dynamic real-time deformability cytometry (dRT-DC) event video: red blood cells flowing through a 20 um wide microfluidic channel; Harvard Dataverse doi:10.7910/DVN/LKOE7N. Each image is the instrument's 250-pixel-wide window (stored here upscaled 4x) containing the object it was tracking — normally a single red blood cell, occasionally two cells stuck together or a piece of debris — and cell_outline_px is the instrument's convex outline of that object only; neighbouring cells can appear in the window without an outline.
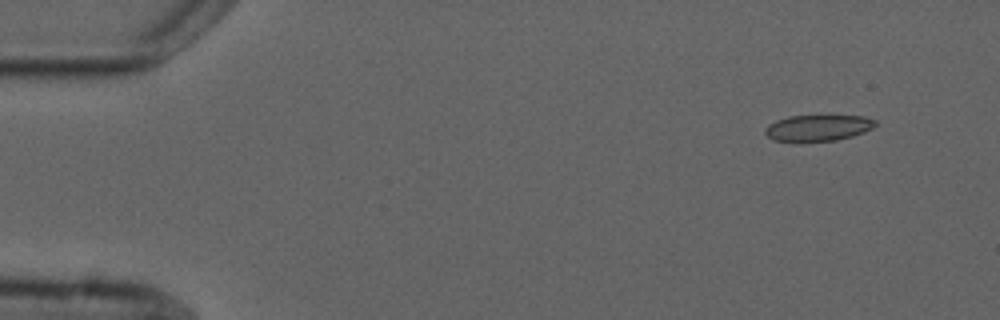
{"species": "common noctule bat (a hibernating species)", "species_latin": "Nyctalus noctula", "temperature_condition": "cold", "stored_images_in_passage": 5, "camera_frame_rate_fps": 3000, "um_per_image_px": 0.085, "animal": {"sex": "male", "forearm_length_mm": 52.5}, "frame": {"image": 1, "passage_image": 2, "time_ms": 1.0, "image_size_px": [1000, 320], "cell_outline_px": [[876, 124], [872, 128], [864, 132], [852, 136], [836, 140], [796, 144], [772, 140], [764, 132], [764, 128], [768, 124], [776, 120], [788, 116], [864, 116], [876, 120]], "centroid_in_image_um": [69.45, 10.91], "position_along_channel_um": 15.5, "area_um2": 17.4}}
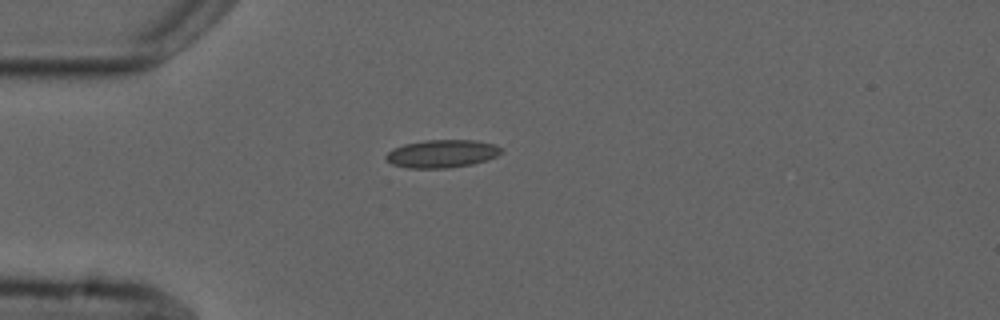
{"frame": {"image": 2, "passage_image": 5, "time_ms": 4.333, "image_size_px": [1000, 320], "cell_outline_px": [[504, 152], [488, 160], [472, 164], [448, 168], [408, 168], [392, 164], [384, 156], [392, 148], [404, 144], [424, 140], [476, 140], [492, 144], [504, 148]], "centroid_in_image_um": [37.59, 13.06], "position_along_channel_um": 47.4, "area_um2": 18.9}}